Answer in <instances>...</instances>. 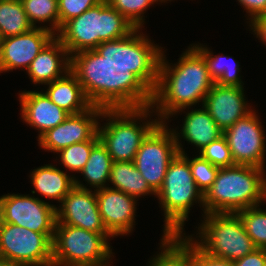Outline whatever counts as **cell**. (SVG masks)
<instances>
[{
    "instance_id": "obj_1",
    "label": "cell",
    "mask_w": 266,
    "mask_h": 266,
    "mask_svg": "<svg viewBox=\"0 0 266 266\" xmlns=\"http://www.w3.org/2000/svg\"><path fill=\"white\" fill-rule=\"evenodd\" d=\"M55 36L78 64L96 65L125 85L140 72L150 43L106 0L65 22Z\"/></svg>"
},
{
    "instance_id": "obj_2",
    "label": "cell",
    "mask_w": 266,
    "mask_h": 266,
    "mask_svg": "<svg viewBox=\"0 0 266 266\" xmlns=\"http://www.w3.org/2000/svg\"><path fill=\"white\" fill-rule=\"evenodd\" d=\"M154 42L149 43L144 64L130 86L153 108L160 122L168 123L177 111L199 102L203 105L215 82L204 58L191 45L173 64L167 60L166 50Z\"/></svg>"
},
{
    "instance_id": "obj_3",
    "label": "cell",
    "mask_w": 266,
    "mask_h": 266,
    "mask_svg": "<svg viewBox=\"0 0 266 266\" xmlns=\"http://www.w3.org/2000/svg\"><path fill=\"white\" fill-rule=\"evenodd\" d=\"M153 116V108L130 85L103 109L100 119L107 122L99 121L98 135L113 162L134 161L143 140L160 123Z\"/></svg>"
},
{
    "instance_id": "obj_4",
    "label": "cell",
    "mask_w": 266,
    "mask_h": 266,
    "mask_svg": "<svg viewBox=\"0 0 266 266\" xmlns=\"http://www.w3.org/2000/svg\"><path fill=\"white\" fill-rule=\"evenodd\" d=\"M265 174V169L248 165L219 168L215 181L204 194V212L236 213L264 205Z\"/></svg>"
},
{
    "instance_id": "obj_5",
    "label": "cell",
    "mask_w": 266,
    "mask_h": 266,
    "mask_svg": "<svg viewBox=\"0 0 266 266\" xmlns=\"http://www.w3.org/2000/svg\"><path fill=\"white\" fill-rule=\"evenodd\" d=\"M156 197L164 212L162 235L185 234L184 225L195 203L202 207L205 214L204 195L196 186L189 161L180 153L170 162Z\"/></svg>"
},
{
    "instance_id": "obj_6",
    "label": "cell",
    "mask_w": 266,
    "mask_h": 266,
    "mask_svg": "<svg viewBox=\"0 0 266 266\" xmlns=\"http://www.w3.org/2000/svg\"><path fill=\"white\" fill-rule=\"evenodd\" d=\"M202 218L197 234L187 236L208 255L235 261L257 249L236 213H205Z\"/></svg>"
},
{
    "instance_id": "obj_7",
    "label": "cell",
    "mask_w": 266,
    "mask_h": 266,
    "mask_svg": "<svg viewBox=\"0 0 266 266\" xmlns=\"http://www.w3.org/2000/svg\"><path fill=\"white\" fill-rule=\"evenodd\" d=\"M115 81L100 67L77 64L64 77L46 84L44 93L69 114L89 109Z\"/></svg>"
},
{
    "instance_id": "obj_8",
    "label": "cell",
    "mask_w": 266,
    "mask_h": 266,
    "mask_svg": "<svg viewBox=\"0 0 266 266\" xmlns=\"http://www.w3.org/2000/svg\"><path fill=\"white\" fill-rule=\"evenodd\" d=\"M110 238H114L110 233L56 225L52 241V266H111L114 252L108 241Z\"/></svg>"
},
{
    "instance_id": "obj_9",
    "label": "cell",
    "mask_w": 266,
    "mask_h": 266,
    "mask_svg": "<svg viewBox=\"0 0 266 266\" xmlns=\"http://www.w3.org/2000/svg\"><path fill=\"white\" fill-rule=\"evenodd\" d=\"M127 85L115 82L89 109L78 114H70L61 124L47 130L38 140V146L56 153L74 143L90 140L98 132V124L103 109Z\"/></svg>"
},
{
    "instance_id": "obj_10",
    "label": "cell",
    "mask_w": 266,
    "mask_h": 266,
    "mask_svg": "<svg viewBox=\"0 0 266 266\" xmlns=\"http://www.w3.org/2000/svg\"><path fill=\"white\" fill-rule=\"evenodd\" d=\"M54 234L0 221V258L26 266H52Z\"/></svg>"
},
{
    "instance_id": "obj_11",
    "label": "cell",
    "mask_w": 266,
    "mask_h": 266,
    "mask_svg": "<svg viewBox=\"0 0 266 266\" xmlns=\"http://www.w3.org/2000/svg\"><path fill=\"white\" fill-rule=\"evenodd\" d=\"M169 124L160 122L143 140L134 164L148 186L157 193L170 162L179 153Z\"/></svg>"
},
{
    "instance_id": "obj_12",
    "label": "cell",
    "mask_w": 266,
    "mask_h": 266,
    "mask_svg": "<svg viewBox=\"0 0 266 266\" xmlns=\"http://www.w3.org/2000/svg\"><path fill=\"white\" fill-rule=\"evenodd\" d=\"M0 221L38 233H55L56 205L30 194L0 196Z\"/></svg>"
},
{
    "instance_id": "obj_13",
    "label": "cell",
    "mask_w": 266,
    "mask_h": 266,
    "mask_svg": "<svg viewBox=\"0 0 266 266\" xmlns=\"http://www.w3.org/2000/svg\"><path fill=\"white\" fill-rule=\"evenodd\" d=\"M257 114L253 110L226 129L223 135L227 139L235 165L266 169V135Z\"/></svg>"
},
{
    "instance_id": "obj_14",
    "label": "cell",
    "mask_w": 266,
    "mask_h": 266,
    "mask_svg": "<svg viewBox=\"0 0 266 266\" xmlns=\"http://www.w3.org/2000/svg\"><path fill=\"white\" fill-rule=\"evenodd\" d=\"M56 225L76 226L95 233H109L99 212L95 190L74 187L56 206Z\"/></svg>"
},
{
    "instance_id": "obj_15",
    "label": "cell",
    "mask_w": 266,
    "mask_h": 266,
    "mask_svg": "<svg viewBox=\"0 0 266 266\" xmlns=\"http://www.w3.org/2000/svg\"><path fill=\"white\" fill-rule=\"evenodd\" d=\"M99 212L107 231L113 236H128L134 231L138 199L110 187L95 190Z\"/></svg>"
},
{
    "instance_id": "obj_16",
    "label": "cell",
    "mask_w": 266,
    "mask_h": 266,
    "mask_svg": "<svg viewBox=\"0 0 266 266\" xmlns=\"http://www.w3.org/2000/svg\"><path fill=\"white\" fill-rule=\"evenodd\" d=\"M54 36L51 31L37 27L20 35L0 39V73L15 69L26 71Z\"/></svg>"
},
{
    "instance_id": "obj_17",
    "label": "cell",
    "mask_w": 266,
    "mask_h": 266,
    "mask_svg": "<svg viewBox=\"0 0 266 266\" xmlns=\"http://www.w3.org/2000/svg\"><path fill=\"white\" fill-rule=\"evenodd\" d=\"M244 91V87L215 83L206 95L203 106L223 132L255 109Z\"/></svg>"
},
{
    "instance_id": "obj_18",
    "label": "cell",
    "mask_w": 266,
    "mask_h": 266,
    "mask_svg": "<svg viewBox=\"0 0 266 266\" xmlns=\"http://www.w3.org/2000/svg\"><path fill=\"white\" fill-rule=\"evenodd\" d=\"M177 111L170 118H174L177 114L179 115L183 112L184 119H182V125L177 128H171L177 149L179 153H185L184 146L182 145L183 141H186L188 144H192L196 147L197 152L203 149L212 141L218 139L223 135V131L218 127L216 122L213 120L208 110L202 105L201 108L190 107ZM191 111H190V110ZM189 110V111H188ZM178 129V130H177ZM177 130V131H176ZM183 141H182V140Z\"/></svg>"
},
{
    "instance_id": "obj_19",
    "label": "cell",
    "mask_w": 266,
    "mask_h": 266,
    "mask_svg": "<svg viewBox=\"0 0 266 266\" xmlns=\"http://www.w3.org/2000/svg\"><path fill=\"white\" fill-rule=\"evenodd\" d=\"M37 90H23L18 94L22 121L38 130L39 138L47 130L61 124L70 114L53 103L48 96Z\"/></svg>"
},
{
    "instance_id": "obj_20",
    "label": "cell",
    "mask_w": 266,
    "mask_h": 266,
    "mask_svg": "<svg viewBox=\"0 0 266 266\" xmlns=\"http://www.w3.org/2000/svg\"><path fill=\"white\" fill-rule=\"evenodd\" d=\"M77 64L60 40L54 36L33 59L26 74L28 73L29 79L36 86H45L64 77Z\"/></svg>"
},
{
    "instance_id": "obj_21",
    "label": "cell",
    "mask_w": 266,
    "mask_h": 266,
    "mask_svg": "<svg viewBox=\"0 0 266 266\" xmlns=\"http://www.w3.org/2000/svg\"><path fill=\"white\" fill-rule=\"evenodd\" d=\"M75 175L68 174L57 168L53 163L39 166L30 172L32 195H42L46 200H56L61 203L68 193L75 187ZM49 198V199H48Z\"/></svg>"
},
{
    "instance_id": "obj_22",
    "label": "cell",
    "mask_w": 266,
    "mask_h": 266,
    "mask_svg": "<svg viewBox=\"0 0 266 266\" xmlns=\"http://www.w3.org/2000/svg\"><path fill=\"white\" fill-rule=\"evenodd\" d=\"M160 241L159 253H154L147 266H194L193 241L186 233L162 235Z\"/></svg>"
},
{
    "instance_id": "obj_23",
    "label": "cell",
    "mask_w": 266,
    "mask_h": 266,
    "mask_svg": "<svg viewBox=\"0 0 266 266\" xmlns=\"http://www.w3.org/2000/svg\"><path fill=\"white\" fill-rule=\"evenodd\" d=\"M205 60L210 76L220 85L245 87L241 78V66L230 55H214L213 50L201 43L190 44ZM229 60V61H228Z\"/></svg>"
},
{
    "instance_id": "obj_24",
    "label": "cell",
    "mask_w": 266,
    "mask_h": 266,
    "mask_svg": "<svg viewBox=\"0 0 266 266\" xmlns=\"http://www.w3.org/2000/svg\"><path fill=\"white\" fill-rule=\"evenodd\" d=\"M113 161L106 147L99 141L91 150L88 161L79 173L83 181L75 177V186L81 189L98 190L108 187L111 165ZM90 187V188H89Z\"/></svg>"
},
{
    "instance_id": "obj_25",
    "label": "cell",
    "mask_w": 266,
    "mask_h": 266,
    "mask_svg": "<svg viewBox=\"0 0 266 266\" xmlns=\"http://www.w3.org/2000/svg\"><path fill=\"white\" fill-rule=\"evenodd\" d=\"M109 183H111L109 185ZM111 185H113L111 187ZM120 190L139 200V197L154 195L156 193L148 186L133 161L113 162L111 165L108 187Z\"/></svg>"
},
{
    "instance_id": "obj_26",
    "label": "cell",
    "mask_w": 266,
    "mask_h": 266,
    "mask_svg": "<svg viewBox=\"0 0 266 266\" xmlns=\"http://www.w3.org/2000/svg\"><path fill=\"white\" fill-rule=\"evenodd\" d=\"M32 28L20 0L0 1V39L29 32Z\"/></svg>"
},
{
    "instance_id": "obj_27",
    "label": "cell",
    "mask_w": 266,
    "mask_h": 266,
    "mask_svg": "<svg viewBox=\"0 0 266 266\" xmlns=\"http://www.w3.org/2000/svg\"><path fill=\"white\" fill-rule=\"evenodd\" d=\"M30 24L57 34L60 30L58 0H20ZM43 22V23H42ZM39 25H38V24ZM44 23H47L46 25ZM43 24L44 26H41ZM49 24V25H48ZM49 26V27H48Z\"/></svg>"
},
{
    "instance_id": "obj_28",
    "label": "cell",
    "mask_w": 266,
    "mask_h": 266,
    "mask_svg": "<svg viewBox=\"0 0 266 266\" xmlns=\"http://www.w3.org/2000/svg\"><path fill=\"white\" fill-rule=\"evenodd\" d=\"M100 141L98 132L87 141L74 143L66 148L61 149L58 154L60 166L71 173H80L88 161L92 148ZM60 153V154H59ZM61 162V163H60Z\"/></svg>"
},
{
    "instance_id": "obj_29",
    "label": "cell",
    "mask_w": 266,
    "mask_h": 266,
    "mask_svg": "<svg viewBox=\"0 0 266 266\" xmlns=\"http://www.w3.org/2000/svg\"><path fill=\"white\" fill-rule=\"evenodd\" d=\"M261 205L249 207L236 212L247 235L257 248L266 249V209Z\"/></svg>"
},
{
    "instance_id": "obj_30",
    "label": "cell",
    "mask_w": 266,
    "mask_h": 266,
    "mask_svg": "<svg viewBox=\"0 0 266 266\" xmlns=\"http://www.w3.org/2000/svg\"><path fill=\"white\" fill-rule=\"evenodd\" d=\"M106 2L131 22L150 42L152 41L142 31L143 25L146 23L144 15L151 8L150 6L156 3L162 4V0H106Z\"/></svg>"
},
{
    "instance_id": "obj_31",
    "label": "cell",
    "mask_w": 266,
    "mask_h": 266,
    "mask_svg": "<svg viewBox=\"0 0 266 266\" xmlns=\"http://www.w3.org/2000/svg\"><path fill=\"white\" fill-rule=\"evenodd\" d=\"M180 154L189 161V166L196 186L204 195L215 181L219 167L214 166L208 160L203 159L199 154L198 156L196 154L193 158H189L186 152Z\"/></svg>"
},
{
    "instance_id": "obj_32",
    "label": "cell",
    "mask_w": 266,
    "mask_h": 266,
    "mask_svg": "<svg viewBox=\"0 0 266 266\" xmlns=\"http://www.w3.org/2000/svg\"><path fill=\"white\" fill-rule=\"evenodd\" d=\"M203 159L208 160L219 168L234 166V160L224 135L212 141L198 153Z\"/></svg>"
},
{
    "instance_id": "obj_33",
    "label": "cell",
    "mask_w": 266,
    "mask_h": 266,
    "mask_svg": "<svg viewBox=\"0 0 266 266\" xmlns=\"http://www.w3.org/2000/svg\"><path fill=\"white\" fill-rule=\"evenodd\" d=\"M101 0H58L59 22L61 26L70 19L80 16Z\"/></svg>"
},
{
    "instance_id": "obj_34",
    "label": "cell",
    "mask_w": 266,
    "mask_h": 266,
    "mask_svg": "<svg viewBox=\"0 0 266 266\" xmlns=\"http://www.w3.org/2000/svg\"><path fill=\"white\" fill-rule=\"evenodd\" d=\"M194 266H234L233 261L208 255L193 242Z\"/></svg>"
},
{
    "instance_id": "obj_35",
    "label": "cell",
    "mask_w": 266,
    "mask_h": 266,
    "mask_svg": "<svg viewBox=\"0 0 266 266\" xmlns=\"http://www.w3.org/2000/svg\"><path fill=\"white\" fill-rule=\"evenodd\" d=\"M238 4L244 8L247 21L250 23L255 17L266 14V0H237ZM248 18V19H247Z\"/></svg>"
},
{
    "instance_id": "obj_36",
    "label": "cell",
    "mask_w": 266,
    "mask_h": 266,
    "mask_svg": "<svg viewBox=\"0 0 266 266\" xmlns=\"http://www.w3.org/2000/svg\"><path fill=\"white\" fill-rule=\"evenodd\" d=\"M234 266H266V249L257 248L253 252L233 261Z\"/></svg>"
},
{
    "instance_id": "obj_37",
    "label": "cell",
    "mask_w": 266,
    "mask_h": 266,
    "mask_svg": "<svg viewBox=\"0 0 266 266\" xmlns=\"http://www.w3.org/2000/svg\"><path fill=\"white\" fill-rule=\"evenodd\" d=\"M249 31L266 47V14L255 17L248 23Z\"/></svg>"
},
{
    "instance_id": "obj_38",
    "label": "cell",
    "mask_w": 266,
    "mask_h": 266,
    "mask_svg": "<svg viewBox=\"0 0 266 266\" xmlns=\"http://www.w3.org/2000/svg\"><path fill=\"white\" fill-rule=\"evenodd\" d=\"M0 266H26V265L17 262L3 260L0 258Z\"/></svg>"
},
{
    "instance_id": "obj_39",
    "label": "cell",
    "mask_w": 266,
    "mask_h": 266,
    "mask_svg": "<svg viewBox=\"0 0 266 266\" xmlns=\"http://www.w3.org/2000/svg\"><path fill=\"white\" fill-rule=\"evenodd\" d=\"M163 1V4L165 3H167L168 1H170V3H171V1H173V0H162Z\"/></svg>"
}]
</instances>
